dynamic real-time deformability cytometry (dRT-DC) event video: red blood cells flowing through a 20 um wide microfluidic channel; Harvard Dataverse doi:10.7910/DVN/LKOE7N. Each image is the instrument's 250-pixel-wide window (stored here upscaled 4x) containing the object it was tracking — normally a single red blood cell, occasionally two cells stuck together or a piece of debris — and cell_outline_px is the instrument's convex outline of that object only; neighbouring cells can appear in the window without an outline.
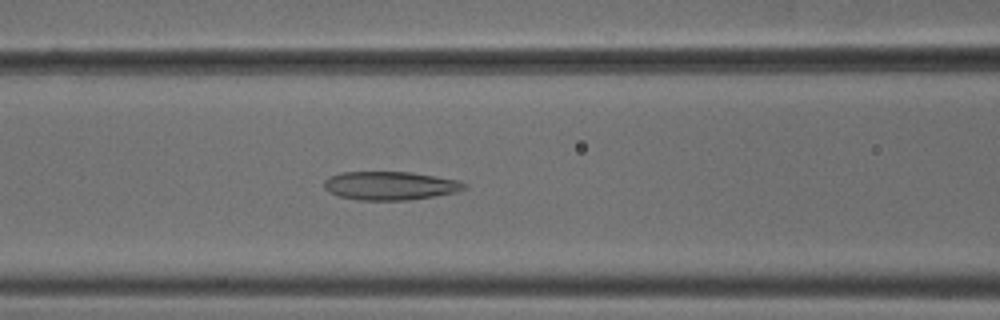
{"species": "common noctule bat (a hibernating species)", "species_latin": "Nyctalus noctula", "temperature_condition": "cold", "stored_images_in_passage": 53, "camera_frame_rate_fps": 3000, "um_per_image_px": 0.085, "animal": {"sex": "male", "body_mass_g": 18.8}, "frame": {"image": 1, "passage_image": 22, "time_ms": 7.0, "image_size_px": [1000, 320], "cell_outline_px": [[468, 188], [456, 192], [408, 200], [360, 200], [340, 196], [328, 192], [324, 188], [324, 180], [328, 176], [340, 172], [408, 172], [460, 180], [468, 184]], "centroid_in_image_um": [33.16, 15.78], "position_along_channel_um": 133.4, "area_um2": 23.35}}
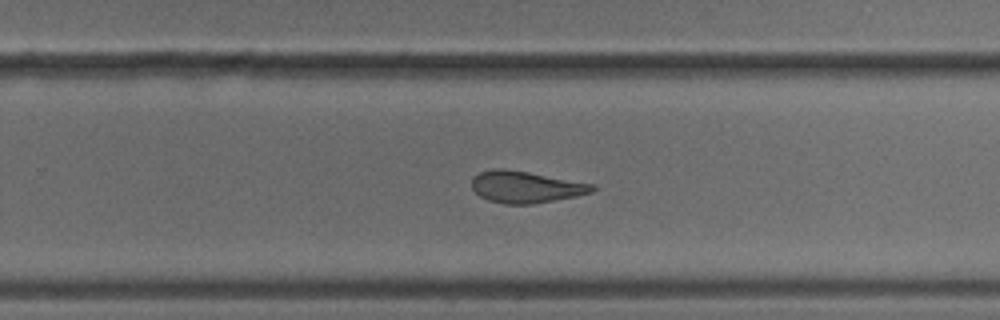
{"frame": {"image": 2, "passage_image": 34, "time_ms": 11.0, "image_size_px": [1000, 320], "cell_outline_px": [[596, 188], [592, 192], [576, 196], [532, 204], [504, 204], [488, 200], [480, 196], [472, 188], [472, 176], [480, 172], [496, 168], [504, 168], [528, 172], [596, 184]], "centroid_in_image_um": [44.69, 15.88], "position_along_channel_um": 285.1, "area_um2": 22.31}}
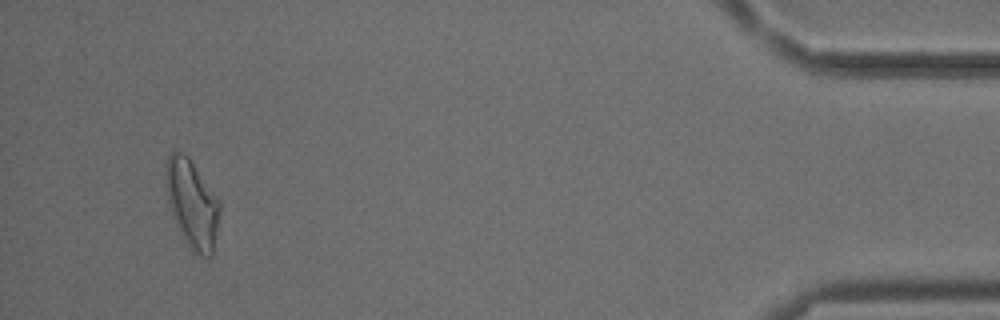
{"frame": {"image": 3, "passage_image": 50, "time_ms": 16.333, "image_size_px": [1000, 320], "cell_outline_px": [[220, 208], [216, 236], [212, 256], [208, 260], [200, 256], [188, 244], [176, 224], [172, 216], [168, 200], [164, 172], [164, 164], [168, 156], [172, 152], [180, 152], [188, 156], [220, 200]], "centroid_in_image_um": [16.33, 17.31], "position_along_channel_um": 418.9, "area_um2": 27.69}, "authors_computed_cell_mechanics": {"area_um2": 24.3916, "velocity_mm_per_s": 3.7976, "shape_relaxation_time_tau1_ms": null, "shape_relaxation_time_tau2_ms": 5.0144, "deformation_change_tau1": null, "deformation_change_tau2": 0.1363}}